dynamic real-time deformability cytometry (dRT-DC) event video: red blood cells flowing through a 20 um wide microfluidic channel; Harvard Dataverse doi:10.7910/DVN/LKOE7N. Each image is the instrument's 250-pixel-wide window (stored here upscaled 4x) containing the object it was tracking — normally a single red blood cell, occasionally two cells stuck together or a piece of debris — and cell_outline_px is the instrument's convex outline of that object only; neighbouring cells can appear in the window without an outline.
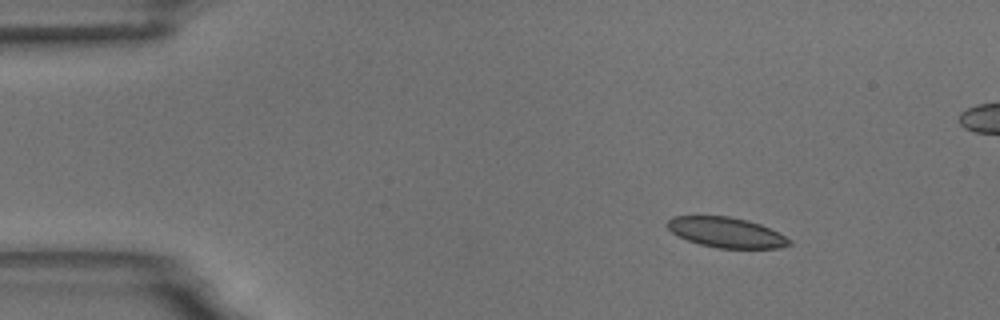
{"species": "common noctule bat (a hibernating species)", "species_latin": "Nyctalus noctula", "temperature_condition": "room temperature", "stored_images_in_passage": 5, "camera_frame_rate_fps": 3000, "um_per_image_px": 0.085, "animal": {"sex": "male", "body_mass_g": 18.8}, "frame": {"image": 1, "passage_image": 2, "time_ms": 1.0, "image_size_px": [1000, 320], "cell_outline_px": [[792, 244], [780, 248], [716, 248], [700, 244], [688, 240], [672, 232], [664, 224], [672, 216], [728, 216], [748, 220], [760, 224], [792, 240]], "centroid_in_image_um": [61.72, 19.75], "position_along_channel_um": 23.3, "area_um2": 21.39}}